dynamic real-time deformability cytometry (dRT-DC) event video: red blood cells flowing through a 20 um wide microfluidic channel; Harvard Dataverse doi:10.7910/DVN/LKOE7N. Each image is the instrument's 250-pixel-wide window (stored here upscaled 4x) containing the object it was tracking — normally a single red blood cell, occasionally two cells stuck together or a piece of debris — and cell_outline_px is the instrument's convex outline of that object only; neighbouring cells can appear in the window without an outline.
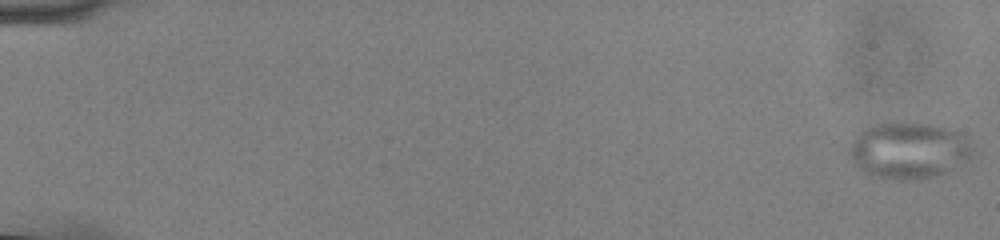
{"species": "common noctule bat (a hibernating species)", "species_latin": "Nyctalus noctula", "temperature_condition": "cold", "stored_images_in_passage": 57, "camera_frame_rate_fps": 3000, "um_per_image_px": 0.085, "animal": {"sex": "male", "body_mass_g": 13.0, "forearm_length_mm": 53.1}, "frame": {"image": 1, "passage_image": 1, "time_ms": 0.0, "image_size_px": [1000, 240], "cell_outline_px": [[972, 156], [968, 160], [948, 172], [936, 176], [908, 180], [896, 180], [880, 176], [868, 172], [860, 168], [856, 164], [848, 148], [856, 136], [864, 128], [872, 124], [928, 124], [944, 128], [956, 132], [964, 136], [972, 148]], "centroid_in_image_um": [77.27, 12.81], "position_along_channel_um": 7.7, "area_um2": 39.48}}
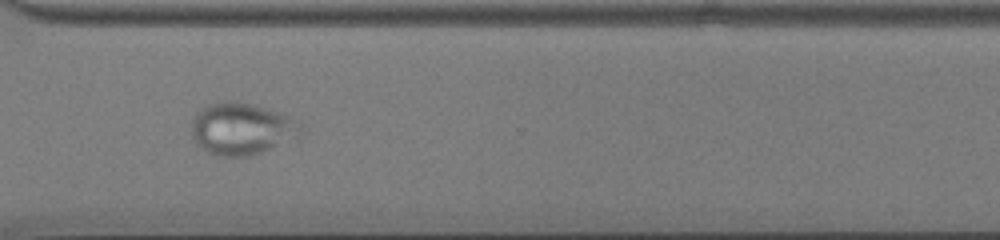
{"frame": {"image": 2, "passage_image": 43, "time_ms": 14.0, "image_size_px": [1000, 240], "cell_outline_px": [[304, 132], [296, 136], [260, 152], [248, 156], [216, 156], [208, 152], [196, 144], [192, 136], [192, 120], [208, 104], [224, 100], [236, 100], [252, 104], [288, 116]], "centroid_in_image_um": [20.46, 10.94], "position_along_channel_um": 350.1, "area_um2": 32.25}}
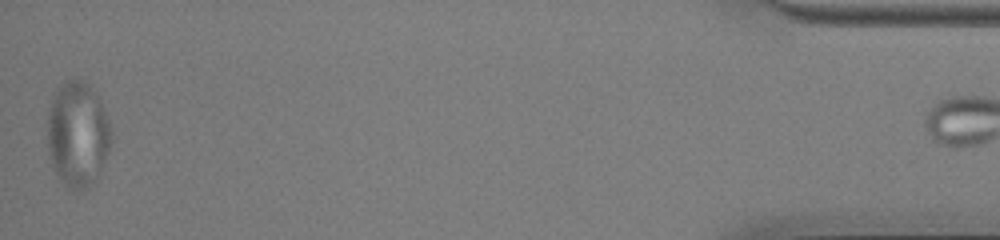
{"frame": {"image": 3, "passage_image": 56, "time_ms": 18.333, "image_size_px": [1000, 240], "cell_outline_px": [[112, 140], [108, 152], [96, 180], [92, 184], [72, 192], [64, 184], [56, 172], [52, 164], [48, 152], [48, 112], [52, 96], [56, 88], [68, 80], [84, 80], [88, 84], [100, 100], [108, 116], [112, 132]], "centroid_in_image_um": [6.61, 11.4], "position_along_channel_um": 428.6, "area_um2": 39.25}}